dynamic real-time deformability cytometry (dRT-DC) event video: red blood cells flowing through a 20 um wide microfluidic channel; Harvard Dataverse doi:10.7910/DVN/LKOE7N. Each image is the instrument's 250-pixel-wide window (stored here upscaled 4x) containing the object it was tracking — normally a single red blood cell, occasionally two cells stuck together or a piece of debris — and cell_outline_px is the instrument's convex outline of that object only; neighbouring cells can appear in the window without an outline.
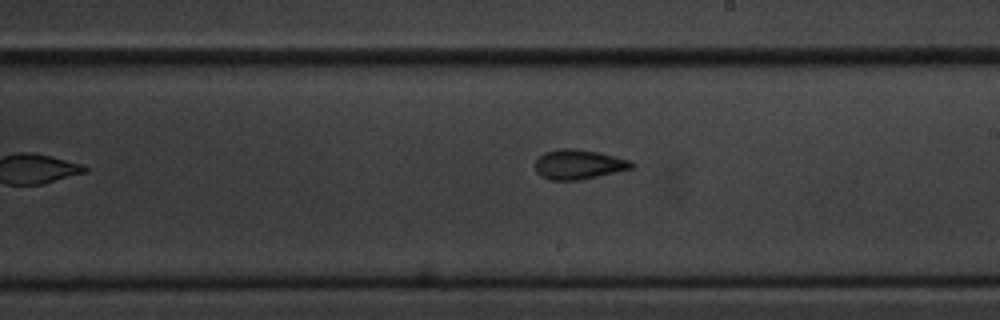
{"species": "common noctule bat (a hibernating species)", "species_latin": "Nyctalus noctula", "temperature_condition": "cold", "stored_images_in_passage": 14, "camera_frame_rate_fps": 3000, "um_per_image_px": 0.085, "animal": {"sex": "male", "body_mass_g": 20.1, "forearm_length_mm": 53.5}, "frame": {"image": 1, "passage_image": 8, "time_ms": 9.333, "image_size_px": [1000, 320], "cell_outline_px": [[636, 164], [632, 168], [580, 180], [552, 180], [540, 176], [536, 172], [536, 160], [544, 152], [560, 148], [572, 148], [596, 152], [632, 160]], "centroid_in_image_um": [49.18, 13.97], "position_along_channel_um": 239.8, "area_um2": 16.59}}
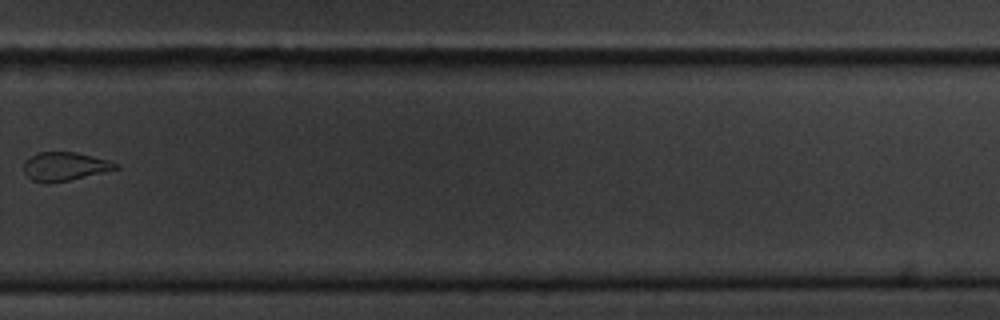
{"frame": {"image": 2, "passage_image": 10, "time_ms": 11.667, "image_size_px": [1000, 320], "cell_outline_px": [[120, 168], [68, 180], [48, 184], [32, 180], [24, 172], [24, 160], [40, 152], [76, 152], [108, 160], [120, 164]], "centroid_in_image_um": [5.5, 14.15], "position_along_channel_um": 324.3, "area_um2": 15.2}}
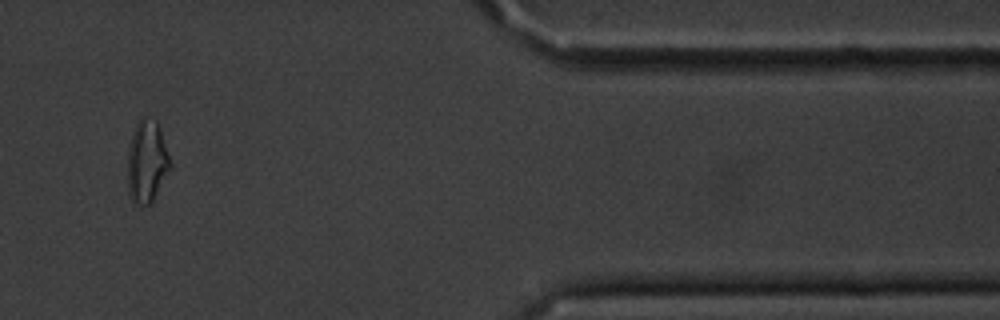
{"frame": {"image": 3, "passage_image": 12, "time_ms": 14.667, "image_size_px": [1000, 320], "cell_outline_px": [[172, 168], [152, 200], [148, 204], [132, 204], [128, 196], [128, 148], [132, 132], [140, 116], [144, 116], [156, 120], [160, 128], [172, 164]], "centroid_in_image_um": [12.48, 13.71], "position_along_channel_um": 398.9, "area_um2": 20.75}, "authors_computed_cell_mechanics": {"area_um2": 17.2533, "velocity_mm_per_s": 3.635, "shape_relaxation_time_tau1_ms": 1.0196, "shape_relaxation_time_tau2_ms": 2.4084, "deformation_change_tau1": 0.0422, "deformation_change_tau2": 0.0536}}